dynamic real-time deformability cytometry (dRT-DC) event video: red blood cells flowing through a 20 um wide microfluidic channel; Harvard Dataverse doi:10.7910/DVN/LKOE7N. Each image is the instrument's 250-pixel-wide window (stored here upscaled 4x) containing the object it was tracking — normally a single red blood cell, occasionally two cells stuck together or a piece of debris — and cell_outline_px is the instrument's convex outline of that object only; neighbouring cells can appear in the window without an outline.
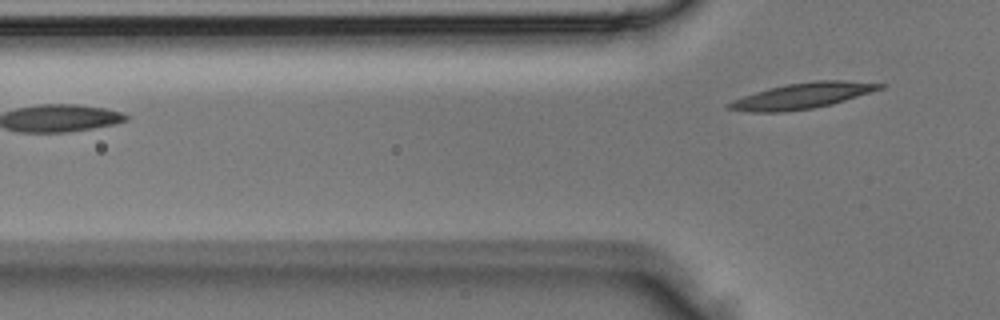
{"species": "Egyptian fruit bat (a non-hibernating species)", "species_latin": "Rousettus aegyptiacus", "temperature_condition": "room temperature", "stored_images_in_passage": 3, "camera_frame_rate_fps": 3000, "um_per_image_px": 0.085, "animal": {"sex": "male"}, "frame": {"image": 1, "passage_image": 3, "time_ms": 0.667, "image_size_px": [1000, 320], "cell_outline_px": [[884, 88], [832, 104], [812, 108], [780, 112], [748, 112], [728, 108], [728, 104], [744, 96], [768, 88], [788, 84], [816, 80], [844, 80], [884, 84]], "centroid_in_image_um": [68.24, 8.13], "position_along_channel_um": 57.6, "area_um2": 22.2}}